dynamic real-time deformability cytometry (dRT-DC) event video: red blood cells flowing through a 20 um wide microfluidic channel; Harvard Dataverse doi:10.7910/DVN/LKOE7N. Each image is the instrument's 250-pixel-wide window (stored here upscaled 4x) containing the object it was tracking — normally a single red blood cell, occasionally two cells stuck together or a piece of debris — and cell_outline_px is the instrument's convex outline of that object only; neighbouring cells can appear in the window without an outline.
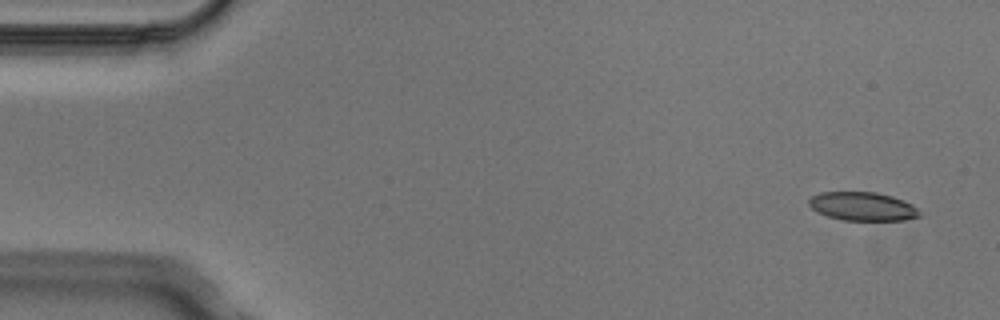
{"species": "Egyptian fruit bat (a non-hibernating species)", "species_latin": "Rousettus aegyptiacus", "temperature_condition": "cold", "stored_images_in_passage": 5, "camera_frame_rate_fps": 3000, "um_per_image_px": 0.085, "animal": {"sex": "male"}, "frame": {"image": 1, "passage_image": 1, "time_ms": 0.0, "image_size_px": [1000, 320], "cell_outline_px": [[920, 216], [904, 220], [844, 220], [828, 216], [816, 212], [808, 204], [808, 200], [812, 196], [820, 192], [876, 192], [892, 196], [904, 200], [912, 204], [920, 212]], "centroid_in_image_um": [73.31, 17.54], "position_along_channel_um": 11.7, "area_um2": 18.44}}